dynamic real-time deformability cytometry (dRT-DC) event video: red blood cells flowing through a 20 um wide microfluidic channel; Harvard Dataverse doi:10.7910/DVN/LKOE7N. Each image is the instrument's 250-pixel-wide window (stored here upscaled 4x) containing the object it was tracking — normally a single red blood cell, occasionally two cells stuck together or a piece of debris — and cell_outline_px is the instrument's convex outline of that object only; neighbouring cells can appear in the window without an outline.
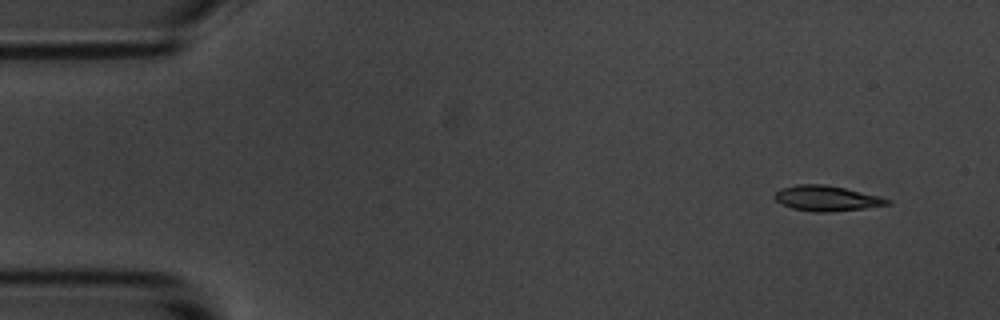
{"species": "common noctule bat (a hibernating species)", "species_latin": "Nyctalus noctula", "temperature_condition": "room temperature", "stored_images_in_passage": 5, "camera_frame_rate_fps": 3000, "um_per_image_px": 0.085, "animal": {"sex": "male", "body_mass_g": 20.1, "forearm_length_mm": 53.5}, "frame": {"image": 1, "passage_image": 1, "time_ms": 0.0, "image_size_px": [1000, 320], "cell_outline_px": [[892, 204], [864, 208], [828, 212], [816, 212], [792, 208], [776, 200], [772, 196], [780, 188], [796, 184], [824, 184], [844, 188], [880, 196], [892, 200]], "centroid_in_image_um": [70.27, 16.85], "position_along_channel_um": 14.7, "area_um2": 16.59}}
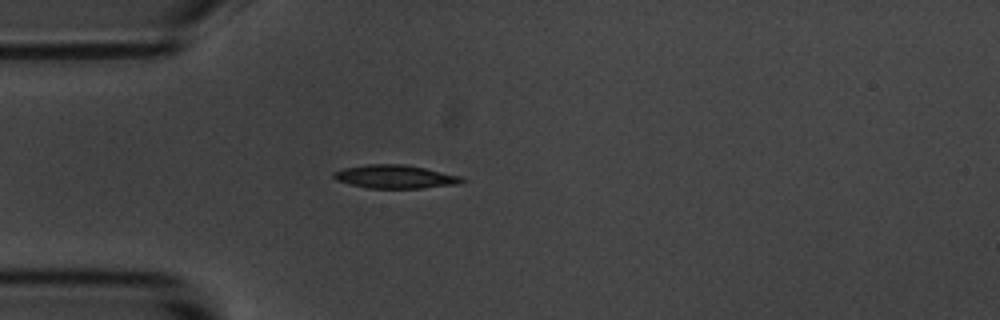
{"frame": {"image": 2, "passage_image": 4, "time_ms": 3.667, "image_size_px": [1000, 320], "cell_outline_px": [[464, 180], [456, 184], [420, 188], [368, 188], [336, 180], [332, 176], [332, 172], [344, 168], [368, 164], [404, 164], [424, 168], [460, 176]], "centroid_in_image_um": [33.53, 15.01], "position_along_channel_um": 51.5, "area_um2": 17.17}}